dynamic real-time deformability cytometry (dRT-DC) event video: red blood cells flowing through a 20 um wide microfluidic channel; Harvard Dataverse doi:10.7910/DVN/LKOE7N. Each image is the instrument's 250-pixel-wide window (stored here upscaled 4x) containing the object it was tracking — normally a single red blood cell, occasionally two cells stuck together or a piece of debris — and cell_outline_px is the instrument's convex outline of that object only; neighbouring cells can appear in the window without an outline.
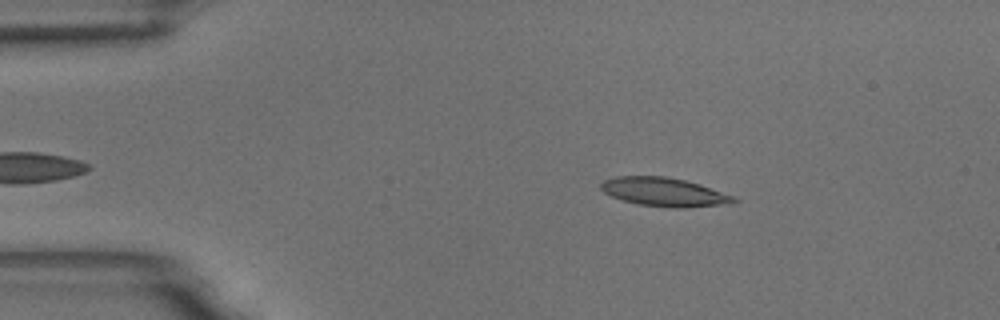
{"species": "common noctule bat (a hibernating species)", "species_latin": "Nyctalus noctula", "temperature_condition": "room temperature", "stored_images_in_passage": 44, "camera_frame_rate_fps": 3000, "um_per_image_px": 0.085, "animal": {"sex": "male", "body_mass_g": 18.8}, "frame": {"image": 1, "passage_image": 6, "time_ms": 1.667, "image_size_px": [1000, 320], "cell_outline_px": [[740, 200], [720, 204], [688, 208], [672, 208], [640, 204], [624, 200], [612, 196], [604, 192], [600, 188], [600, 184], [604, 180], [616, 176], [664, 176], [684, 180], [700, 184], [736, 196]], "centroid_in_image_um": [56.46, 16.31], "position_along_channel_um": 28.5, "area_um2": 22.08}}
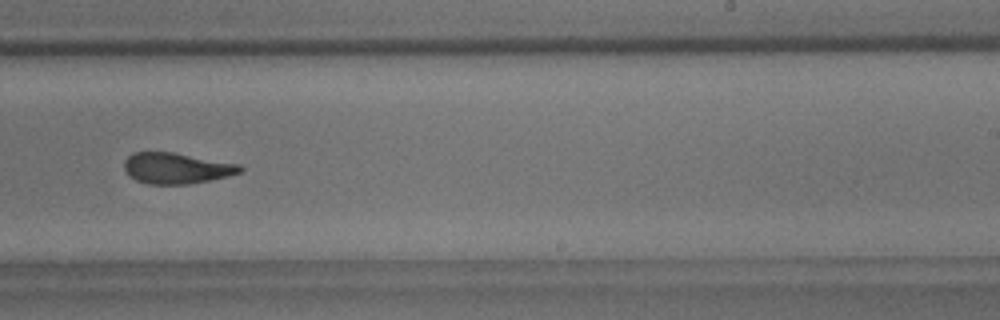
{"frame": {"image": 2, "passage_image": 31, "time_ms": 10.0, "image_size_px": [1000, 320], "cell_outline_px": [[244, 168], [240, 172], [228, 176], [188, 184], [148, 184], [136, 180], [124, 168], [124, 160], [132, 152], [172, 152], [240, 164]], "centroid_in_image_um": [15.0, 14.29], "position_along_channel_um": 274.0, "area_um2": 20.69}}
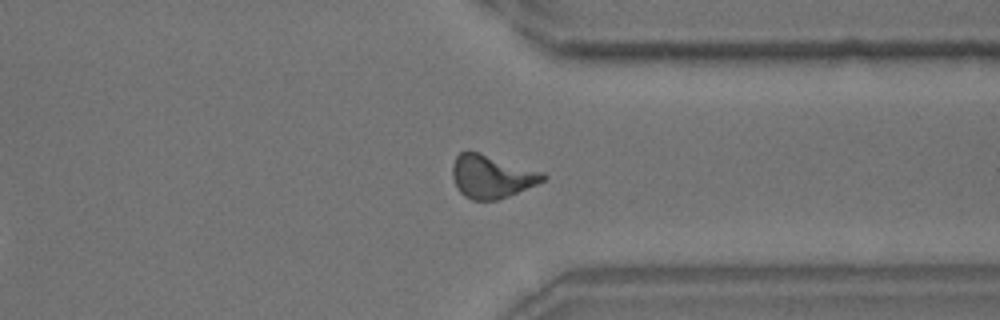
{"frame": {"image": 3, "passage_image": 39, "time_ms": 12.667, "image_size_px": [1000, 320], "cell_outline_px": [[548, 176], [544, 180], [536, 184], [508, 196], [496, 200], [472, 200], [464, 196], [460, 192], [452, 176], [452, 164], [456, 156], [460, 152], [480, 152], [544, 172]], "centroid_in_image_um": [41.78, 14.99], "position_along_channel_um": 369.6, "area_um2": 22.66}, "authors_computed_cell_mechanics": {"area_um2": 21.7906, "velocity_mm_per_s": 3.6277, "shape_relaxation_time_tau1_ms": 6.5574, "shape_relaxation_time_tau2_ms": 2.0142, "deformation_change_tau1": 0.1919, "deformation_change_tau2": 0.1031}}